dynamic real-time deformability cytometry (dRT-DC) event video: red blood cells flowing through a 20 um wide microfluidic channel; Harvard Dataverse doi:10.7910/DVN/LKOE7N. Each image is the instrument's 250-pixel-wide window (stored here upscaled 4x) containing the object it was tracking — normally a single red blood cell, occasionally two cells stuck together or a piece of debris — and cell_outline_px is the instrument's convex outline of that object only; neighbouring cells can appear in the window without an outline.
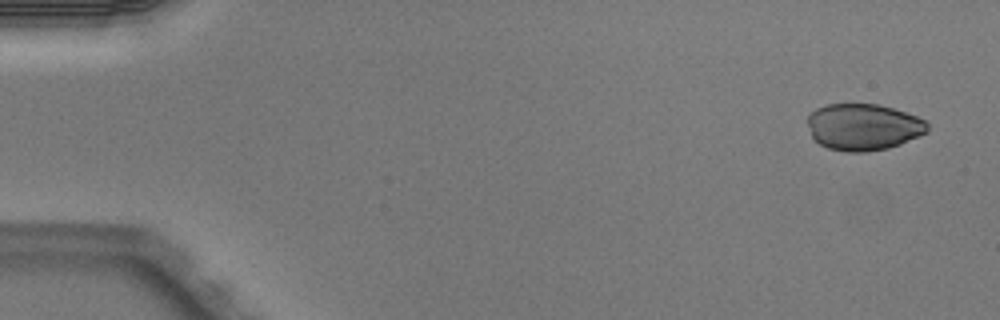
{"species": "Egyptian fruit bat (a non-hibernating species)", "species_latin": "Rousettus aegyptiacus", "temperature_condition": "warm", "stored_images_in_passage": 5, "camera_frame_rate_fps": 3000, "um_per_image_px": 0.085, "animal": {"sex": "male"}, "frame": {"image": 1, "passage_image": 1, "time_ms": 0.0, "image_size_px": [1000, 320], "cell_outline_px": [[928, 132], [920, 136], [900, 144], [888, 148], [864, 152], [848, 152], [828, 148], [820, 144], [812, 136], [808, 124], [808, 116], [816, 108], [828, 104], [880, 104], [916, 116], [924, 120], [928, 124]], "centroid_in_image_um": [73.4, 10.79], "position_along_channel_um": 11.6, "area_um2": 32.48}}